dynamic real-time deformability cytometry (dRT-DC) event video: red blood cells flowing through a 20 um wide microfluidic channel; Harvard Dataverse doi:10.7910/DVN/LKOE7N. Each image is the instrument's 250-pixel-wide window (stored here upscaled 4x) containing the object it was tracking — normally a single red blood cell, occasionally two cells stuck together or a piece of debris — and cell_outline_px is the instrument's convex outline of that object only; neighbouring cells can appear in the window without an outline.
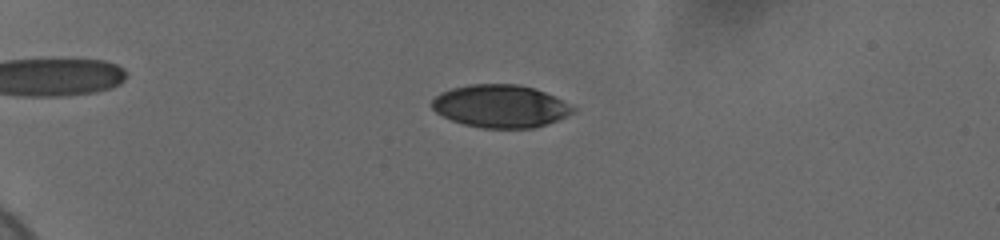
{"species": "human", "species_latin": "Homo sapiens", "temperature_condition": "cold", "stored_images_in_passage": 60, "camera_frame_rate_fps": 3000, "um_per_image_px": 0.085, "donor": {"sex": "female"}, "frame": {"image": 1, "passage_image": 18, "time_ms": 5.667, "image_size_px": [1000, 240], "cell_outline_px": [[576, 108], [572, 112], [548, 124], [536, 128], [484, 128], [464, 124], [452, 120], [436, 112], [432, 108], [432, 100], [440, 92], [452, 88], [468, 84], [516, 84], [536, 88]], "centroid_in_image_um": [42.5, 9.02], "position_along_channel_um": 42.5, "area_um2": 34.85}}
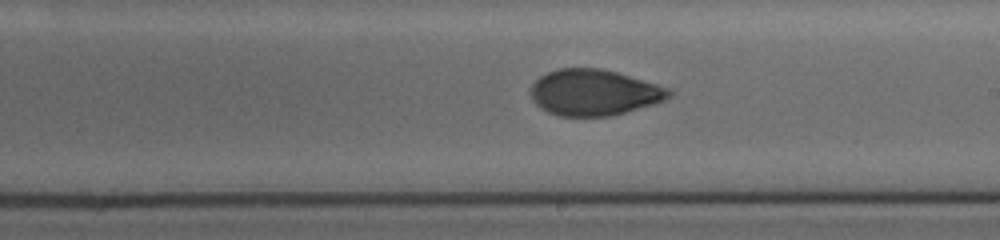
{"frame": {"image": 2, "passage_image": 39, "time_ms": 12.667, "image_size_px": [1000, 240], "cell_outline_px": [[672, 96], [664, 100], [652, 104], [612, 116], [560, 116], [548, 112], [540, 108], [532, 100], [532, 84], [540, 76], [548, 72], [560, 68], [600, 68], [616, 72], [656, 84], [668, 88], [672, 92]], "centroid_in_image_um": [50.48, 7.86], "position_along_channel_um": 238.5, "area_um2": 36.82}}
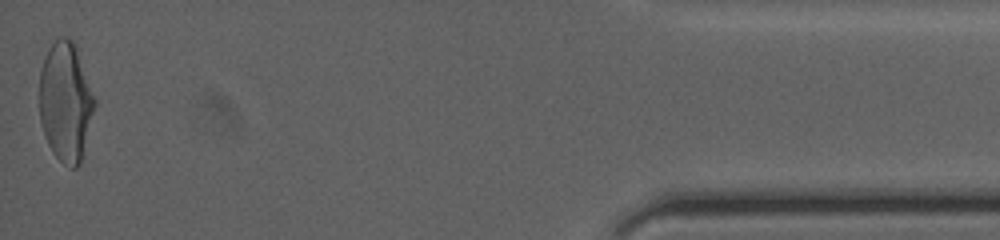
{"frame": {"image": 3, "passage_image": 60, "time_ms": 19.667, "image_size_px": [1000, 240], "cell_outline_px": [[96, 104], [80, 164], [76, 168], [72, 168], [64, 164], [52, 152], [44, 136], [40, 120], [40, 68], [44, 56], [48, 48], [60, 36], [64, 36], [72, 40], [76, 44], [96, 100]], "centroid_in_image_um": [5.58, 8.63], "position_along_channel_um": 429.6, "area_um2": 38.67}, "authors_computed_cell_mechanics": {"area_um2": 36.6741, "velocity_mm_per_s": 3.6852, "shape_relaxation_time_tau1_ms": 5.1998, "shape_relaxation_time_tau2_ms": 2.1812, "deformation_change_tau1": 0.1663, "deformation_change_tau2": 0.0656}}